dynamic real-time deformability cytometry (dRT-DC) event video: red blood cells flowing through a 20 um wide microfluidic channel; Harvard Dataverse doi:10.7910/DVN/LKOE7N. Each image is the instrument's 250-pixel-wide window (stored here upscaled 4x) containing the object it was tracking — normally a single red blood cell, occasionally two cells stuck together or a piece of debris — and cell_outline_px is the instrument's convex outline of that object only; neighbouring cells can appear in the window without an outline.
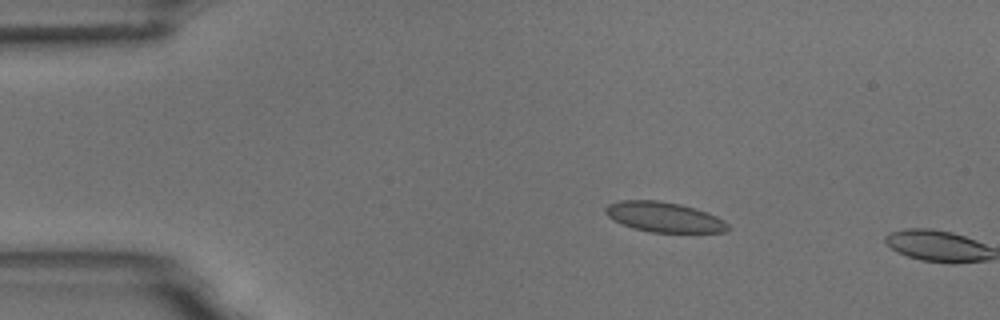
{"species": "common noctule bat (a hibernating species)", "species_latin": "Nyctalus noctula", "temperature_condition": "room temperature", "stored_images_in_passage": 3, "camera_frame_rate_fps": 3000, "um_per_image_px": 0.085, "animal": {"sex": "male", "body_mass_g": 18.8}, "frame": {"image": 1, "passage_image": 2, "time_ms": 2.0, "image_size_px": [1000, 320], "cell_outline_px": [[732, 228], [724, 232], [648, 232], [632, 228], [608, 216], [604, 212], [604, 208], [608, 204], [620, 200], [656, 200], [680, 204], [696, 208], [708, 212], [724, 220]], "centroid_in_image_um": [56.47, 18.44], "position_along_channel_um": 28.5, "area_um2": 21.5}}